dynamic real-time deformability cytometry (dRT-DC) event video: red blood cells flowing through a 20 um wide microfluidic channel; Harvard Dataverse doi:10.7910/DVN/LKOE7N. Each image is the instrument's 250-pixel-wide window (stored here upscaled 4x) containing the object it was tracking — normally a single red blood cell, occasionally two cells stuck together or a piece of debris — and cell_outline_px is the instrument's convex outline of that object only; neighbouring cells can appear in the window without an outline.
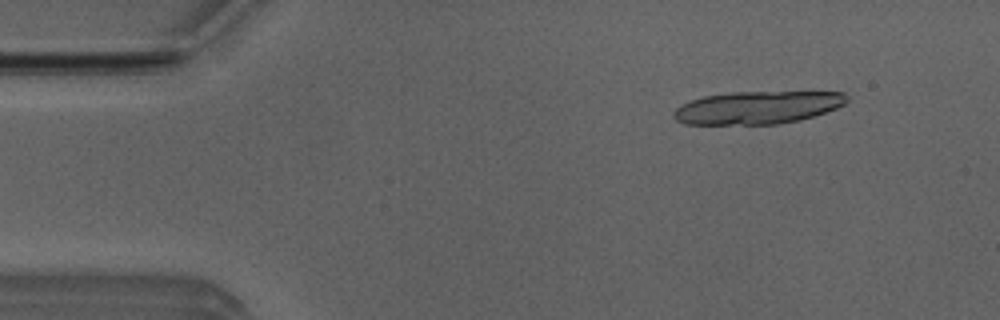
{"species": "Egyptian fruit bat (a non-hibernating species)", "species_latin": "Rousettus aegyptiacus", "temperature_condition": "room temperature", "stored_images_in_passage": 16, "camera_frame_rate_fps": 3000, "um_per_image_px": 0.085, "animal": {"sex": "male"}, "frame": {"image": 1, "passage_image": 5, "time_ms": 1.333, "image_size_px": [1000, 320], "cell_outline_px": [[848, 100], [844, 104], [836, 108], [800, 120], [780, 124], [684, 124], [676, 120], [672, 116], [672, 112], [680, 104], [704, 96], [732, 92], [844, 92], [848, 96]], "centroid_in_image_um": [64.36, 9.14], "position_along_channel_um": 20.6, "area_um2": 33.06}}